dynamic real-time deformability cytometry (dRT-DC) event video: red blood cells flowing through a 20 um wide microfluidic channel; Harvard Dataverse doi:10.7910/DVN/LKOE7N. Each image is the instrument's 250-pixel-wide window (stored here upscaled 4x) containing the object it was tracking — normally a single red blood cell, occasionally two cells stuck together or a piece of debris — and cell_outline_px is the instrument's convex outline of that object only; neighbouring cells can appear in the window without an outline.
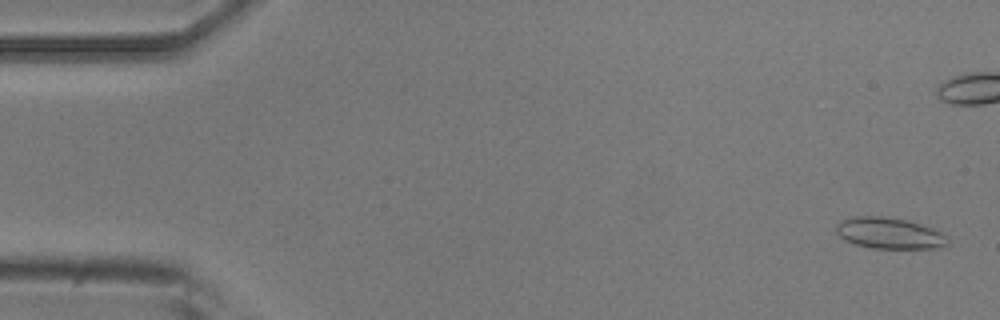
{"species": "common noctule bat (a hibernating species)", "species_latin": "Nyctalus noctula", "temperature_condition": "room temperature", "stored_images_in_passage": 52, "camera_frame_rate_fps": 3000, "um_per_image_px": 0.085, "animal": {"sex": "male", "body_mass_g": 20.5, "forearm_length_mm": 52.5}, "frame": {"image": 1, "passage_image": 2, "time_ms": 0.333, "image_size_px": [1000, 320], "cell_outline_px": [[948, 244], [932, 248], [872, 248], [856, 244], [844, 240], [836, 232], [836, 224], [840, 220], [852, 216], [888, 216], [908, 220], [932, 228], [940, 232], [948, 240]], "centroid_in_image_um": [75.53, 19.8], "position_along_channel_um": 9.5, "area_um2": 20.23}}
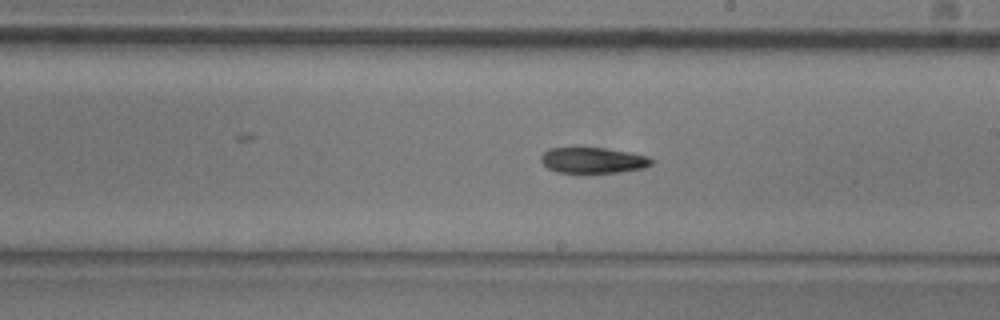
{"frame": {"image": 2, "passage_image": 29, "time_ms": 9.333, "image_size_px": [1000, 320], "cell_outline_px": [[652, 164], [644, 168], [620, 172], [588, 176], [580, 176], [556, 172], [548, 168], [540, 160], [540, 156], [548, 148], [604, 148], [632, 152], [648, 156], [652, 160]], "centroid_in_image_um": [50.38, 13.68], "position_along_channel_um": 238.6, "area_um2": 17.57}}
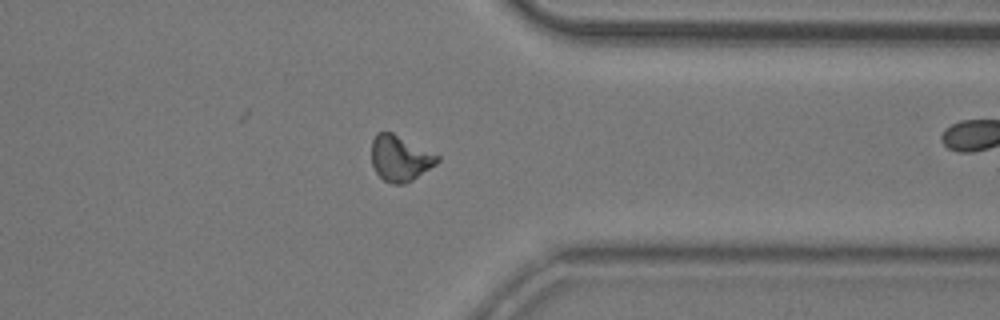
{"frame": {"image": 3, "passage_image": 40, "time_ms": 13.0, "image_size_px": [1000, 320], "cell_outline_px": [[440, 160], [436, 164], [412, 180], [404, 184], [392, 184], [384, 180], [376, 172], [372, 164], [372, 140], [376, 132], [392, 132], [440, 156]], "centroid_in_image_um": [33.99, 13.45], "position_along_channel_um": 377.4, "area_um2": 17.4}, "authors_computed_cell_mechanics": {"area_um2": 17.7157, "velocity_mm_per_s": 3.9545, "shape_relaxation_time_tau1_ms": 4.6333, "shape_relaxation_time_tau2_ms": null, "deformation_change_tau1": 0.1349, "deformation_change_tau2": null}}